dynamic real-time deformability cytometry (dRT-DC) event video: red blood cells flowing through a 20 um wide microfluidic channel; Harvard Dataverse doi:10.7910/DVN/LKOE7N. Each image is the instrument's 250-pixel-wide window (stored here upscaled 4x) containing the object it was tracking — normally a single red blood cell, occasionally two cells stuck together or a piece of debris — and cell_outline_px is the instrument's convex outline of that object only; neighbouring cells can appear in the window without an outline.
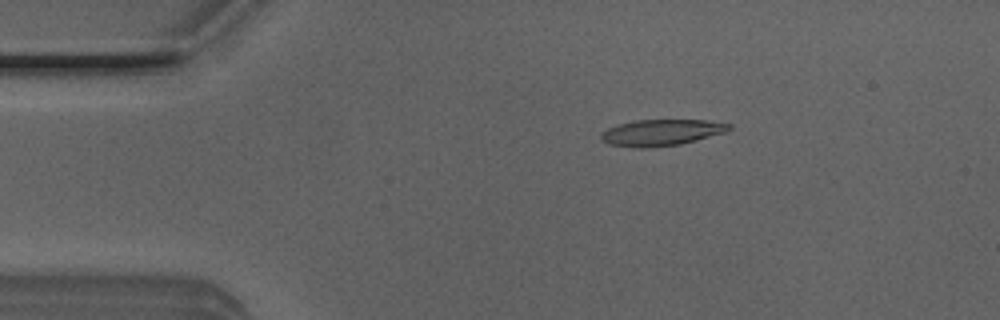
{"species": "Egyptian fruit bat (a non-hibernating species)", "species_latin": "Rousettus aegyptiacus", "temperature_condition": "room temperature", "stored_images_in_passage": 49, "camera_frame_rate_fps": 3000, "um_per_image_px": 0.085, "animal": {"sex": "male"}, "frame": {"image": 1, "passage_image": 7, "time_ms": 2.0, "image_size_px": [1000, 320], "cell_outline_px": [[732, 128], [724, 132], [696, 140], [680, 144], [648, 148], [636, 148], [608, 144], [600, 140], [600, 132], [608, 128], [620, 124], [636, 120], [704, 120], [732, 124]], "centroid_in_image_um": [56.17, 11.27], "position_along_channel_um": 28.8, "area_um2": 19.59}}
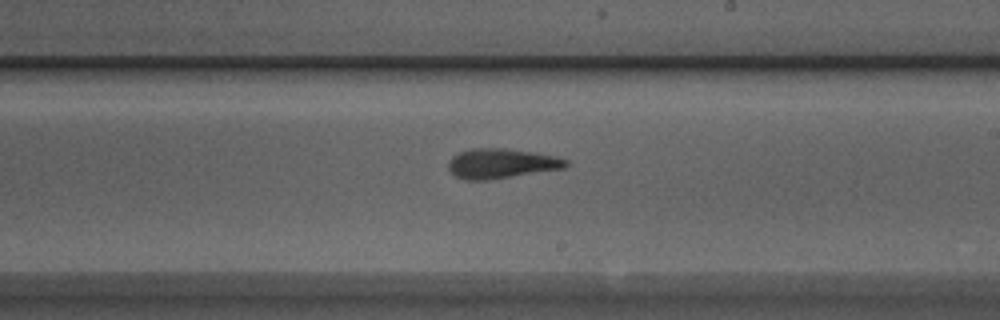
{"frame": {"image": 2, "passage_image": 27, "time_ms": 8.667, "image_size_px": [1000, 320], "cell_outline_px": [[568, 164], [564, 168], [488, 180], [464, 180], [456, 176], [448, 168], [448, 160], [452, 156], [460, 152], [472, 148], [504, 148], [532, 152], [556, 156], [568, 160]], "centroid_in_image_um": [42.59, 13.89], "position_along_channel_um": 246.4, "area_um2": 20.35}}
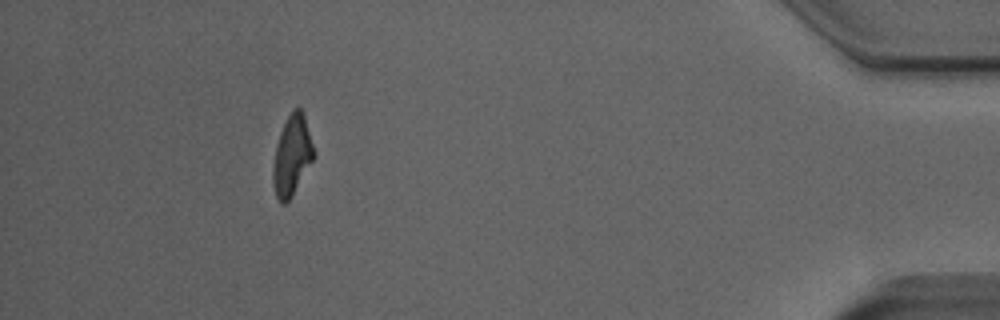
{"frame": {"image": 3, "passage_image": 44, "time_ms": 14.333, "image_size_px": [1000, 320], "cell_outline_px": [[312, 160], [292, 196], [284, 204], [280, 204], [276, 196], [272, 180], [272, 168], [276, 144], [280, 132], [288, 116], [296, 108], [300, 108], [304, 116], [312, 144]], "centroid_in_image_um": [24.76, 13.26], "position_along_channel_um": 410.4, "area_um2": 18.38}, "authors_computed_cell_mechanics": {"area_um2": 19.7676, "velocity_mm_per_s": 4.0374, "shape_relaxation_time_tau1_ms": 6.3966, "shape_relaxation_time_tau2_ms": 4.6109, "deformation_change_tau1": 0.2372, "deformation_change_tau2": 0.1626}}